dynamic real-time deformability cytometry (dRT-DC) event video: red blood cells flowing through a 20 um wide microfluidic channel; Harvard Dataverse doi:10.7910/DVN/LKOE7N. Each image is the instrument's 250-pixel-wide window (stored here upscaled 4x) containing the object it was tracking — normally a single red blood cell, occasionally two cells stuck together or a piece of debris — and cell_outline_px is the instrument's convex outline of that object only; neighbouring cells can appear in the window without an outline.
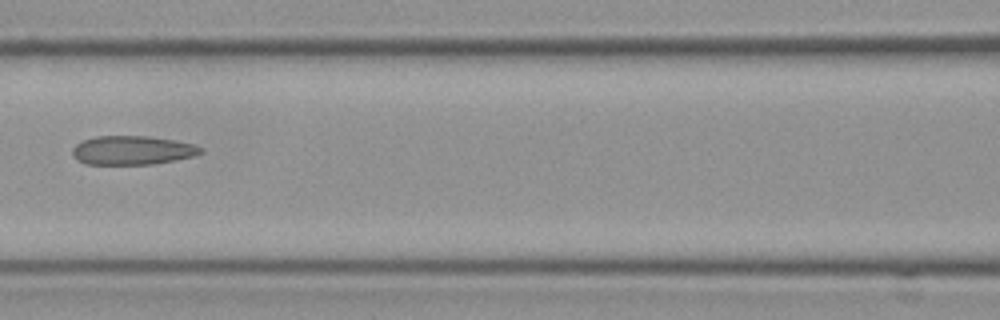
{"species": "Egyptian fruit bat (a non-hibernating species)", "species_latin": "Rousettus aegyptiacus", "temperature_condition": "cold", "stored_images_in_passage": 7, "camera_frame_rate_fps": 3000, "um_per_image_px": 0.085, "frame": {"image": 1, "passage_image": 7, "time_ms": 2.0, "image_size_px": [1000, 320], "cell_outline_px": [[204, 152], [196, 156], [176, 160], [152, 164], [84, 164], [76, 160], [72, 156], [72, 148], [76, 144], [84, 140], [96, 136], [148, 136], [196, 144], [204, 148]], "centroid_in_image_um": [11.27, 12.78], "position_along_channel_um": 155.3, "area_um2": 21.85}}